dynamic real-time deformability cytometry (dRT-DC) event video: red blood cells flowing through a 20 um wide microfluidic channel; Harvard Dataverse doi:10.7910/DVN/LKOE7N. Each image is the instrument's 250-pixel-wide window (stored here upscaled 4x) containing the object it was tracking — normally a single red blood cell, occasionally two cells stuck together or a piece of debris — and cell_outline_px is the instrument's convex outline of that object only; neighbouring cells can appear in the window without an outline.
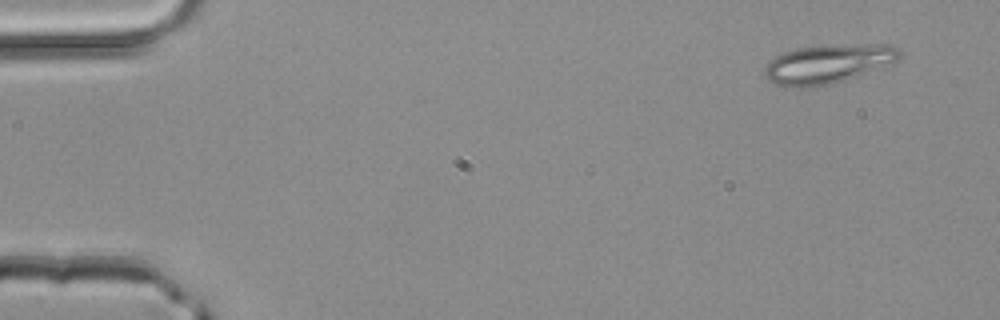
{"species": "common noctule bat (a hibernating species)", "species_latin": "Nyctalus noctula", "temperature_condition": "room temperature", "stored_images_in_passage": 48, "camera_frame_rate_fps": 3000, "um_per_image_px": 0.085, "animal": {"sex": "male", "body_mass_g": 20.4}, "frame": {"image": 1, "passage_image": 1, "time_ms": 0.0, "image_size_px": [1000, 320], "cell_outline_px": [[900, 56], [892, 64], [844, 80], [828, 84], [804, 88], [792, 88], [776, 84], [768, 80], [764, 72], [764, 68], [776, 56], [784, 52], [796, 48], [820, 44], [892, 44], [900, 48]], "centroid_in_image_um": [70.4, 5.4], "position_along_channel_um": 14.6, "area_um2": 30.98}}
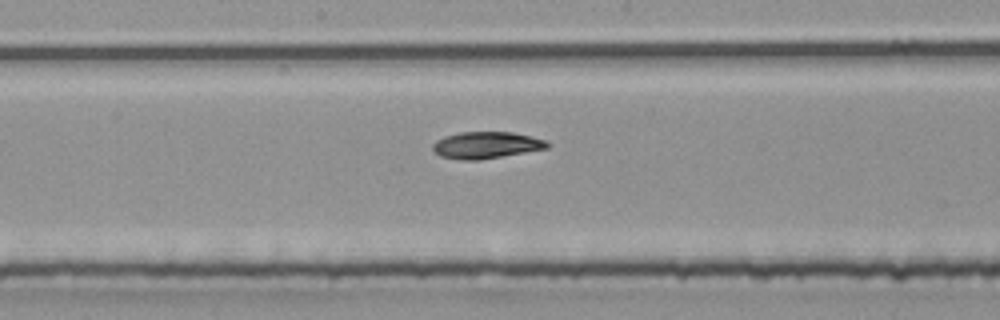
{"frame": {"image": 2, "passage_image": 24, "time_ms": 7.667, "image_size_px": [1000, 320], "cell_outline_px": [[552, 144], [548, 148], [480, 160], [460, 160], [440, 156], [432, 148], [432, 144], [436, 140], [444, 136], [460, 132], [512, 132], [544, 140]], "centroid_in_image_um": [41.3, 12.34], "position_along_channel_um": 206.9, "area_um2": 17.8}}
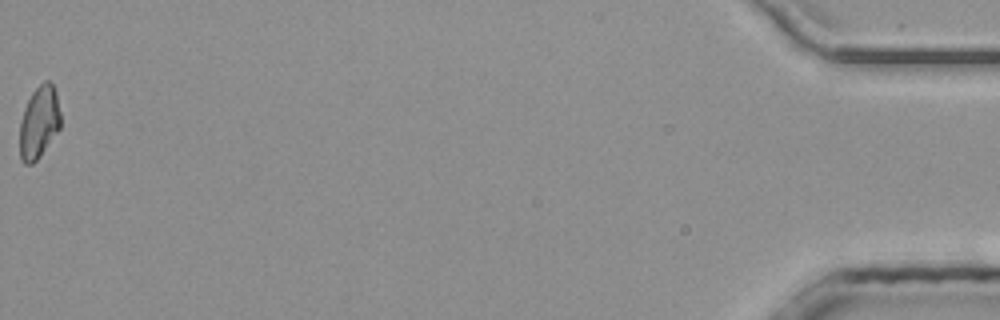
{"frame": {"image": 3, "passage_image": 48, "time_ms": 15.667, "image_size_px": [1000, 320], "cell_outline_px": [[60, 128], [40, 156], [32, 164], [24, 164], [20, 160], [20, 120], [24, 108], [32, 92], [44, 80], [48, 80], [52, 84], [56, 92], [60, 112]], "centroid_in_image_um": [3.31, 10.4], "position_along_channel_um": 431.9, "area_um2": 17.22}, "authors_computed_cell_mechanics": {"area_um2": 17.8602, "velocity_mm_per_s": 4.1261, "shape_relaxation_time_tau1_ms": 9.1443, "shape_relaxation_time_tau2_ms": null, "deformation_change_tau1": 0.1915, "deformation_change_tau2": null}}